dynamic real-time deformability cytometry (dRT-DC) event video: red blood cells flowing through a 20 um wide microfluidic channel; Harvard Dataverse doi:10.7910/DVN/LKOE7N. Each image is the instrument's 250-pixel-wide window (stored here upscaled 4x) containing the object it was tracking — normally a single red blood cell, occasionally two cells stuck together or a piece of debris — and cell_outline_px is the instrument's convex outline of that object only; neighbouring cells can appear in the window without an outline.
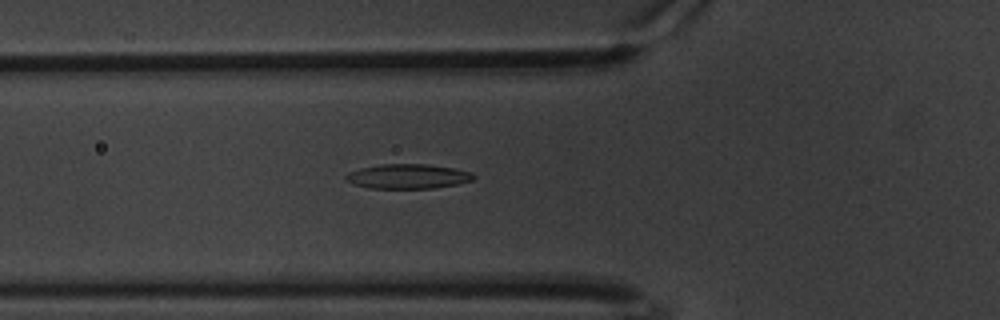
{"species": "common noctule bat (a hibernating species)", "species_latin": "Nyctalus noctula", "temperature_condition": "warm", "stored_images_in_passage": 55, "camera_frame_rate_fps": 3000, "um_per_image_px": 0.085, "animal": {"sex": "male", "body_mass_g": 20.1, "forearm_length_mm": 53.5}, "frame": {"image": 1, "passage_image": 16, "time_ms": 5.0, "image_size_px": [1000, 320], "cell_outline_px": [[476, 176], [472, 180], [456, 184], [432, 188], [368, 188], [344, 180], [344, 176], [348, 172], [360, 168], [380, 164], [428, 164], [452, 168], [472, 172]], "centroid_in_image_um": [34.64, 14.98], "position_along_channel_um": 91.2, "area_um2": 18.26}}
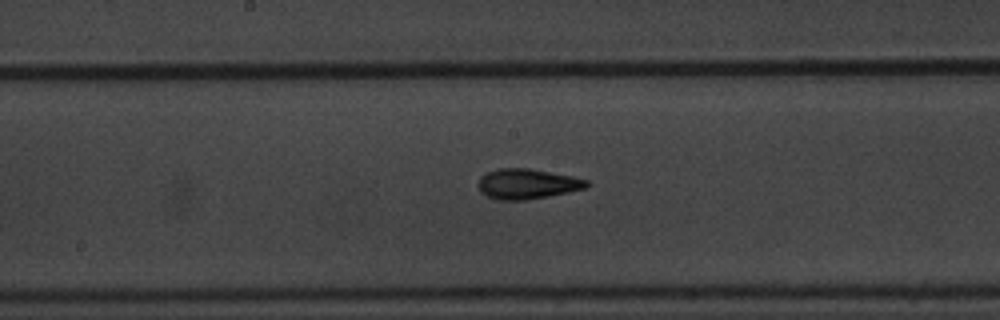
{"frame": {"image": 2, "passage_image": 26, "time_ms": 8.333, "image_size_px": [1000, 320], "cell_outline_px": [[588, 184], [584, 188], [568, 192], [548, 196], [524, 200], [500, 200], [488, 196], [480, 192], [476, 184], [480, 176], [488, 172], [500, 168], [528, 168], [572, 176], [588, 180]], "centroid_in_image_um": [44.76, 15.63], "position_along_channel_um": 203.4, "area_um2": 18.96}}
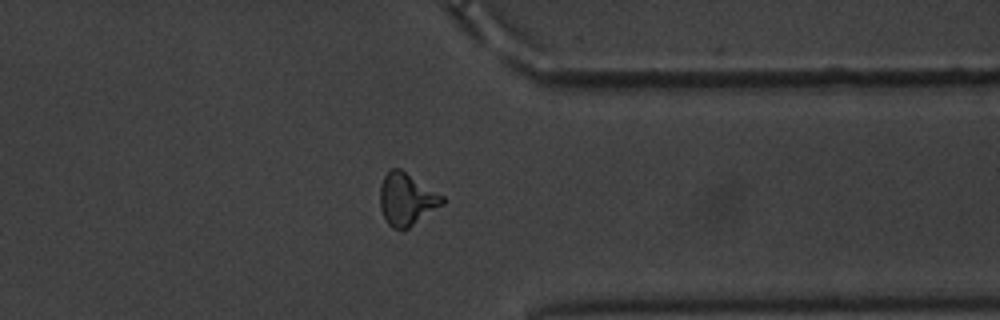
{"frame": {"image": 3, "passage_image": 42, "time_ms": 13.667, "image_size_px": [1000, 320], "cell_outline_px": [[444, 204], [404, 232], [400, 232], [392, 228], [388, 224], [380, 208], [380, 184], [384, 176], [392, 168], [400, 168], [444, 196]], "centroid_in_image_um": [34.56, 16.98], "position_along_channel_um": 376.8, "area_um2": 19.31}, "authors_computed_cell_mechanics": {"area_um2": 17.9758, "velocity_mm_per_s": 3.3416, "shape_relaxation_time_tau1_ms": 7.3923, "shape_relaxation_time_tau2_ms": 3.0717, "deformation_change_tau1": 0.2059, "deformation_change_tau2": 0.1133}}